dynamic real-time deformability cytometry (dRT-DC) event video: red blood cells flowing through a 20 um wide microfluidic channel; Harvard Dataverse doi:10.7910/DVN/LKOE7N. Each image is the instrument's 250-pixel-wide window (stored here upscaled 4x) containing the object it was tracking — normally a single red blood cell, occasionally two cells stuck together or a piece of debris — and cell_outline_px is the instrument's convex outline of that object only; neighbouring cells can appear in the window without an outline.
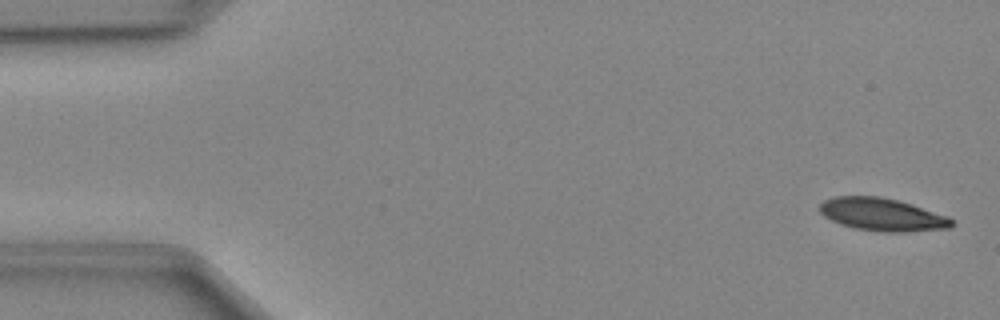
{"species": "Egyptian fruit bat (a non-hibernating species)", "species_latin": "Rousettus aegyptiacus", "temperature_condition": "cold", "stored_images_in_passage": 48, "camera_frame_rate_fps": 3000, "um_per_image_px": 0.085, "animal": {"sex": "female"}, "frame": {"image": 1, "passage_image": 2, "time_ms": 0.333, "image_size_px": [1000, 320], "cell_outline_px": [[952, 224], [948, 228], [904, 232], [884, 232], [856, 228], [840, 224], [824, 216], [820, 212], [820, 204], [824, 200], [836, 196], [880, 196], [912, 204], [948, 216], [952, 220]], "centroid_in_image_um": [74.97, 18.23], "position_along_channel_um": 10.0, "area_um2": 24.97}}
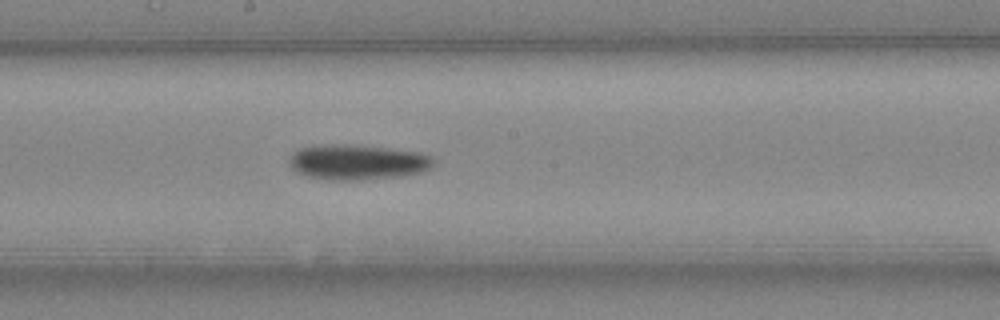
{"frame": {"image": 2, "passage_image": 26, "time_ms": 8.333, "image_size_px": [1000, 320], "cell_outline_px": [[436, 160], [432, 168], [420, 172], [400, 176], [360, 180], [332, 180], [308, 176], [296, 172], [288, 164], [288, 156], [292, 152], [300, 148], [316, 144], [344, 144], [388, 148], [420, 152], [432, 156]], "centroid_in_image_um": [30.36, 13.77], "position_along_channel_um": 217.8, "area_um2": 30.0}}
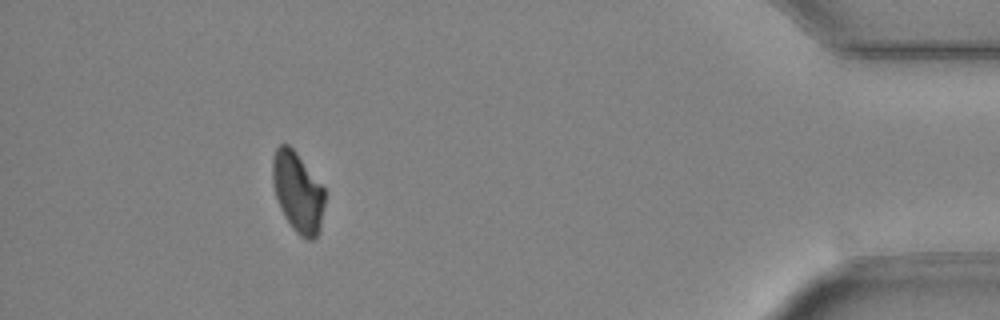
{"frame": {"image": 3, "passage_image": 44, "time_ms": 14.333, "image_size_px": [1000, 320], "cell_outline_px": [[324, 204], [320, 232], [312, 240], [308, 240], [300, 236], [292, 228], [284, 216], [280, 208], [276, 196], [272, 180], [272, 156], [276, 148], [280, 144], [288, 144], [296, 152], [324, 188]], "centroid_in_image_um": [25.3, 16.34], "position_along_channel_um": 409.9, "area_um2": 24.39}}